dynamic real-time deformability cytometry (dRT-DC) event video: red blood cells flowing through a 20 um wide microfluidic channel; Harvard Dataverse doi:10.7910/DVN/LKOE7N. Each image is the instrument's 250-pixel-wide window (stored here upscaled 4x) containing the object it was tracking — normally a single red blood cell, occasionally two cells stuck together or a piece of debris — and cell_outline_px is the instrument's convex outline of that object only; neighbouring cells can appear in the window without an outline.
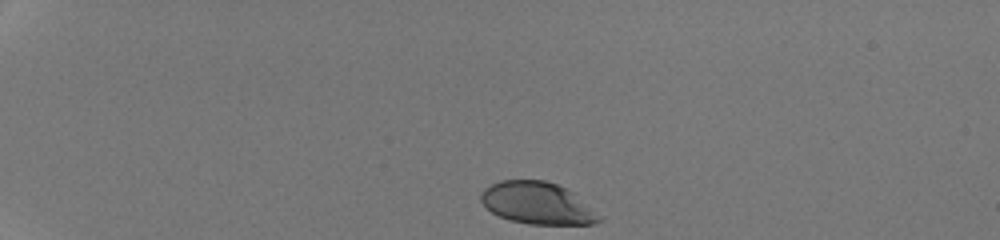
{"species": "human", "species_latin": "Homo sapiens", "temperature_condition": "room temperature", "stored_images_in_passage": 34, "camera_frame_rate_fps": 3000, "um_per_image_px": 0.085, "donor": {"sex": "male"}, "frame": {"image": 1, "passage_image": 1, "time_ms": 0.0, "image_size_px": [1000, 240], "cell_outline_px": [[604, 220], [592, 224], [528, 224], [508, 220], [492, 212], [480, 200], [480, 192], [484, 188], [500, 180], [544, 180], [568, 188], [576, 192]], "centroid_in_image_um": [45.7, 17.26], "position_along_channel_um": 39.3, "area_um2": 29.19}}
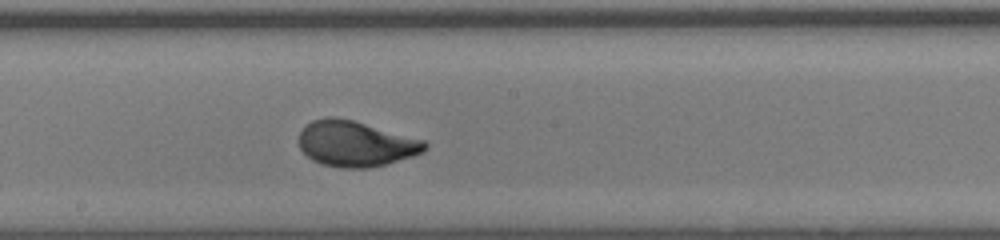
{"frame": {"image": 2, "passage_image": 20, "time_ms": 6.333, "image_size_px": [1000, 240], "cell_outline_px": [[428, 148], [424, 152], [412, 156], [384, 164], [368, 168], [340, 168], [320, 164], [312, 160], [300, 148], [300, 132], [312, 120], [328, 116], [336, 116], [352, 120], [424, 140], [428, 144]], "centroid_in_image_um": [30.23, 12.22], "position_along_channel_um": 218.0, "area_um2": 33.29}}
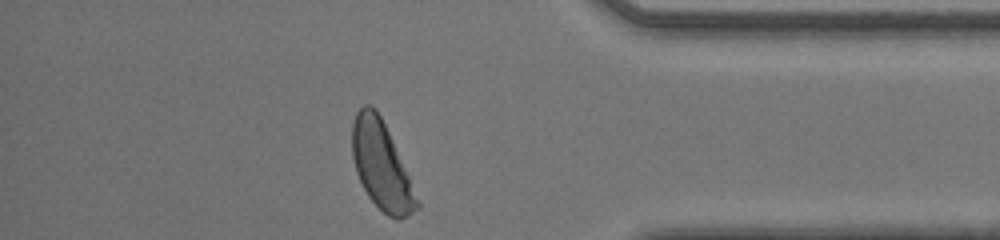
{"frame": {"image": 3, "passage_image": 34, "time_ms": 11.0, "image_size_px": [1000, 240], "cell_outline_px": [[420, 208], [408, 216], [400, 220], [396, 220], [388, 216], [368, 196], [356, 172], [352, 156], [352, 124], [356, 112], [364, 104], [372, 104], [376, 108], [388, 132], [408, 176], [420, 204]], "centroid_in_image_um": [32.4, 14.08], "position_along_channel_um": 402.8, "area_um2": 32.54}, "authors_computed_cell_mechanics": {"area_um2": 32.4547, "velocity_mm_per_s": 4.2533, "shape_relaxation_time_tau1_ms": 2.7965, "shape_relaxation_time_tau2_ms": null, "deformation_change_tau1": 0.1685, "deformation_change_tau2": null}}